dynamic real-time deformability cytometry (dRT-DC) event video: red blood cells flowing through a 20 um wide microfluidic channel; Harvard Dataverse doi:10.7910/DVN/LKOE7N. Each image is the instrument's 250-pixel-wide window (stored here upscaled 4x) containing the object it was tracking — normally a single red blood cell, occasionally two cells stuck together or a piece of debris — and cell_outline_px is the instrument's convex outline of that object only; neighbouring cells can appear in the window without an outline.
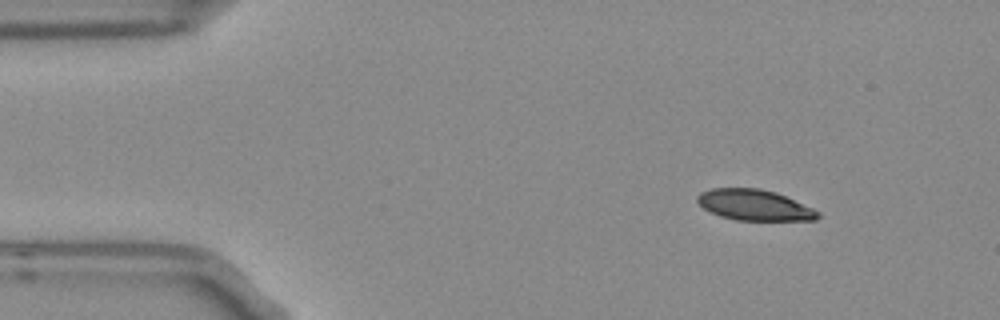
{"species": "Egyptian fruit bat (a non-hibernating species)", "species_latin": "Rousettus aegyptiacus", "temperature_condition": "room temperature", "stored_images_in_passage": 4, "segment_of_instrument_passage": [1, 2], "camera_frame_rate_fps": 3000, "um_per_image_px": 0.085, "frame": {"image": 1, "passage_image": 1, "time_ms": 0.0, "image_size_px": [1000, 320], "cell_outline_px": [[820, 216], [816, 220], [736, 220], [720, 216], [708, 212], [696, 200], [696, 196], [700, 192], [712, 188], [760, 188], [776, 192], [812, 208], [820, 212]], "centroid_in_image_um": [64.09, 17.42], "position_along_channel_um": 20.9, "area_um2": 21.68}}